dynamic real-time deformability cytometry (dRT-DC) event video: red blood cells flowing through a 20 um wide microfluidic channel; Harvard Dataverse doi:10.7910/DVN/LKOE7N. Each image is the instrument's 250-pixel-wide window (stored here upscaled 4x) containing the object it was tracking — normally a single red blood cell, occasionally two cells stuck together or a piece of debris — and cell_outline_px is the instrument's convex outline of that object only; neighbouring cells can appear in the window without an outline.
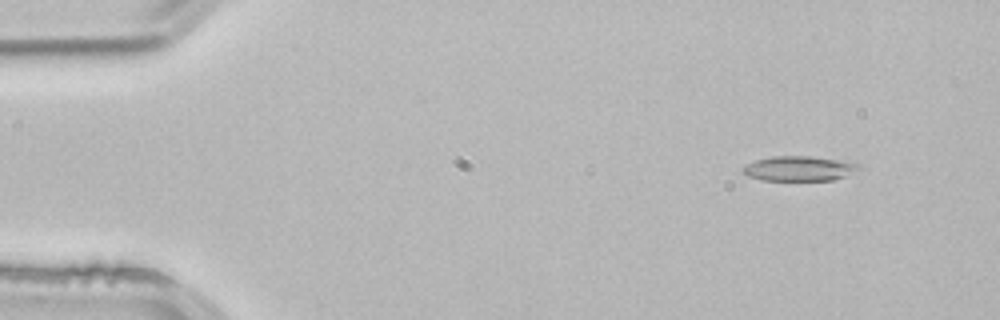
{"species": "common noctule bat (a hibernating species)", "species_latin": "Nyctalus noctula", "temperature_condition": "room temperature", "stored_images_in_passage": 3, "camera_frame_rate_fps": 3000, "um_per_image_px": 0.085, "animal": {"sex": "male", "body_mass_g": 21.5, "forearm_length_mm": 52.0}, "frame": {"image": 1, "passage_image": 1, "time_ms": 0.0, "image_size_px": [1000, 320], "cell_outline_px": [[860, 168], [844, 176], [832, 180], [760, 180], [748, 176], [740, 172], [740, 168], [744, 164], [756, 160], [772, 156], [812, 156], [836, 160], [856, 164]], "centroid_in_image_um": [67.78, 14.32], "position_along_channel_um": 17.2, "area_um2": 16.65}}
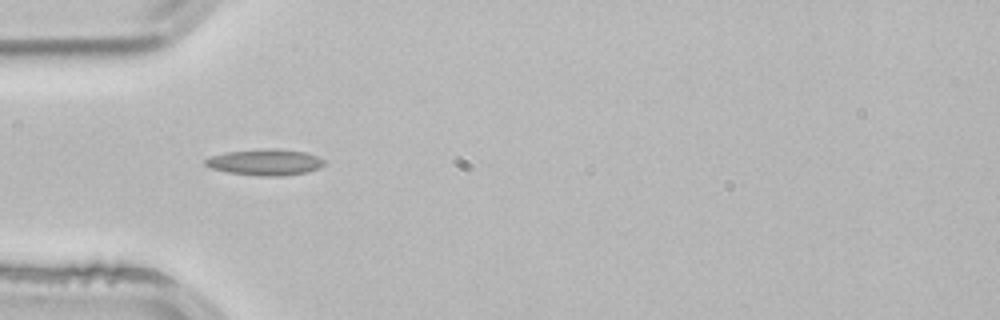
{"frame": {"image": 2, "passage_image": 3, "time_ms": 0.667, "image_size_px": [1000, 320], "cell_outline_px": [[324, 164], [308, 172], [284, 176], [260, 176], [228, 172], [212, 168], [204, 164], [204, 160], [212, 156], [224, 152], [260, 148], [276, 148], [304, 152], [316, 156], [324, 160]], "centroid_in_image_um": [22.51, 13.78], "position_along_channel_um": 62.5, "area_um2": 18.15}}